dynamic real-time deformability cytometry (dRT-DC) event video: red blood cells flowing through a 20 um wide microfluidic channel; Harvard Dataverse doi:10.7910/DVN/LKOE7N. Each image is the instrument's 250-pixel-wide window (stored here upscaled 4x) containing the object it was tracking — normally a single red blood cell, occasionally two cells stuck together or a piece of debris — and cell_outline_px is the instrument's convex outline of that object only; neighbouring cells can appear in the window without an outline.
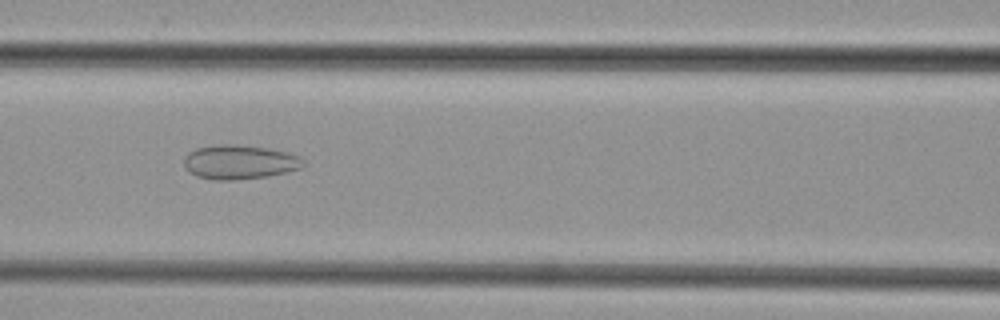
{"species": "common noctule bat (a hibernating species)", "species_latin": "Nyctalus noctula", "temperature_condition": "cold", "stored_images_in_passage": 30, "camera_frame_rate_fps": 3000, "um_per_image_px": 0.085, "animal": {"sex": "female", "body_mass_g": 29.2, "forearm_length_mm": 56.3}, "frame": {"image": 1, "passage_image": 8, "time_ms": 2.333, "image_size_px": [1000, 320], "cell_outline_px": [[304, 164], [300, 168], [288, 172], [268, 176], [236, 180], [212, 180], [196, 176], [188, 172], [184, 168], [184, 156], [188, 152], [196, 148], [220, 144], [232, 144], [268, 148], [288, 152], [300, 156], [304, 160]], "centroid_in_image_um": [20.34, 13.78], "position_along_channel_um": 146.3, "area_um2": 24.1}}
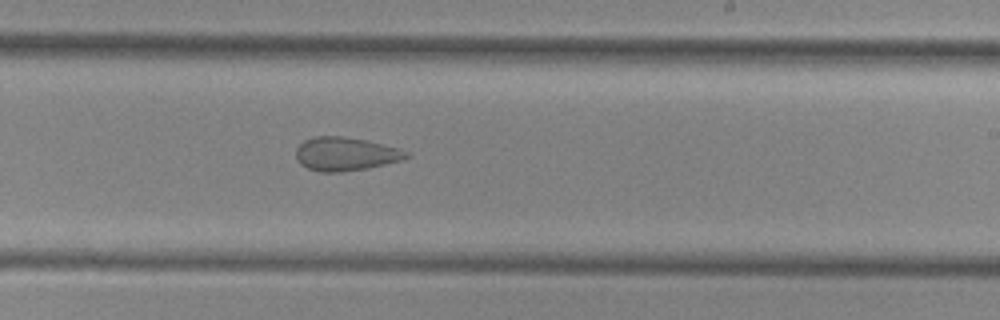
{"frame": {"image": 2, "passage_image": 16, "time_ms": 5.0, "image_size_px": [1000, 320], "cell_outline_px": [[412, 156], [400, 160], [368, 168], [340, 172], [320, 172], [308, 168], [300, 164], [296, 156], [296, 148], [304, 140], [312, 136], [340, 136], [364, 140], [400, 148], [408, 152]], "centroid_in_image_um": [29.36, 13.08], "position_along_channel_um": 259.6, "area_um2": 21.5}}
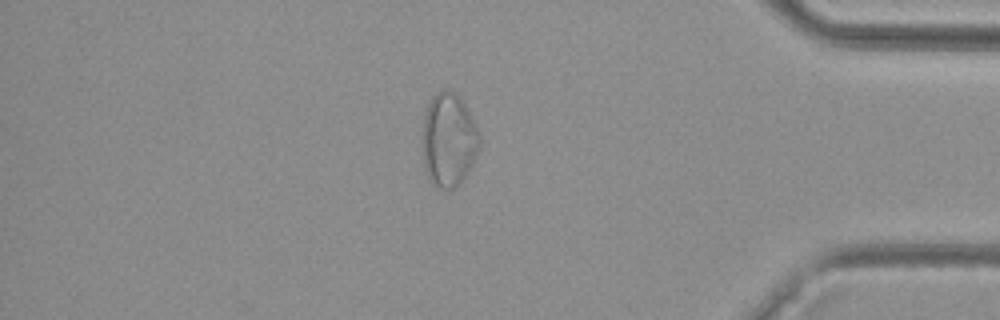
{"frame": {"image": 3, "passage_image": 28, "time_ms": 9.0, "image_size_px": [1000, 320], "cell_outline_px": [[480, 144], [472, 164], [468, 172], [452, 188], [436, 188], [428, 180], [424, 164], [424, 112], [432, 96], [436, 92], [444, 88], [460, 96], [480, 136]], "centroid_in_image_um": [38.12, 11.87], "position_along_channel_um": 397.1, "area_um2": 30.58}}